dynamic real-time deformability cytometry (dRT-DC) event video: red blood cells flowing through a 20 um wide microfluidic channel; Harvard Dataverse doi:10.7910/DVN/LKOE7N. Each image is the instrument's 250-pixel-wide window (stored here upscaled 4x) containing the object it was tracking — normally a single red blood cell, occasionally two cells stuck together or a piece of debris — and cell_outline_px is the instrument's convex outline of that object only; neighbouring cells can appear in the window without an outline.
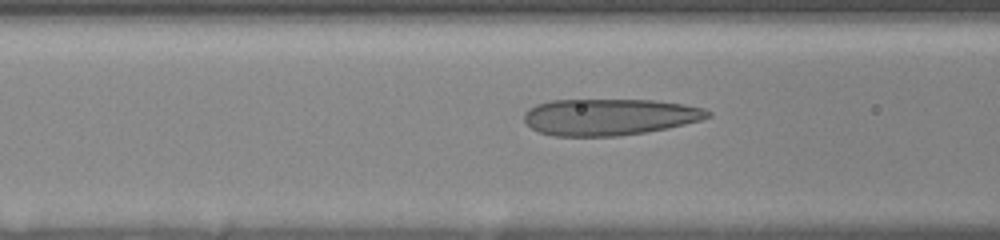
{"species": "human", "species_latin": "Homo sapiens", "temperature_condition": "room temperature", "stored_images_in_passage": 20, "camera_frame_rate_fps": 3000, "um_per_image_px": 0.085, "donor": {"sex": "female"}, "frame": {"image": 1, "passage_image": 5, "time_ms": 2.0, "image_size_px": [1000, 240], "cell_outline_px": [[712, 116], [700, 120], [668, 128], [620, 136], [552, 136], [536, 132], [524, 120], [524, 112], [528, 108], [536, 104], [552, 100], [652, 100], [684, 104], [704, 108], [712, 112]], "centroid_in_image_um": [51.78, 9.94], "position_along_channel_um": 114.8, "area_um2": 39.3}}
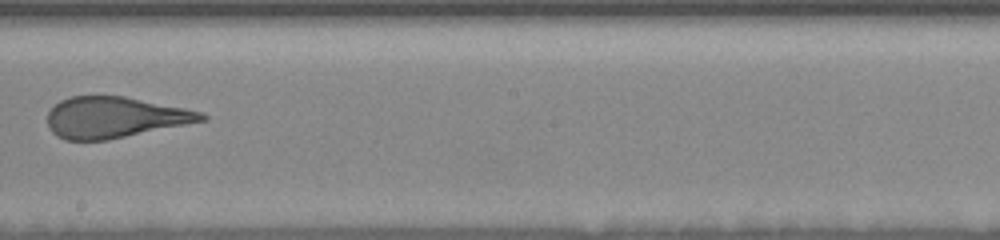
{"frame": {"image": 2, "passage_image": 10, "time_ms": 5.333, "image_size_px": [1000, 240], "cell_outline_px": [[208, 120], [108, 140], [64, 140], [56, 136], [48, 128], [48, 112], [60, 100], [72, 96], [124, 96], [204, 112], [208, 116]], "centroid_in_image_um": [9.76, 9.98], "position_along_channel_um": 238.4, "area_um2": 36.88}}
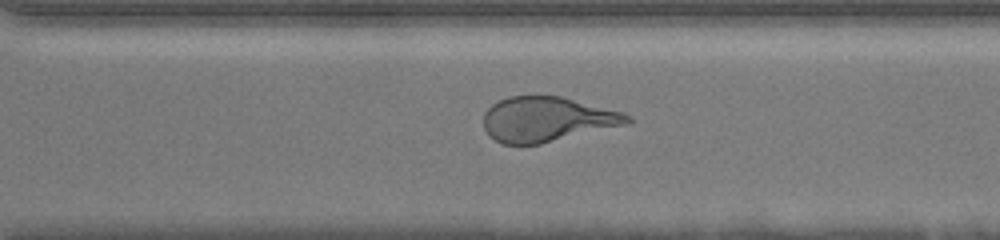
{"frame": {"image": 3, "passage_image": 13, "time_ms": 7.667, "image_size_px": [1000, 240], "cell_outline_px": [[632, 124], [540, 144], [504, 144], [496, 140], [484, 128], [484, 112], [492, 104], [508, 96], [560, 96], [624, 112], [632, 116]], "centroid_in_image_um": [46.57, 10.14], "position_along_channel_um": 324.0, "area_um2": 37.8}, "authors_computed_cell_mechanics": {"area_um2": 39.3329, "velocity_mm_per_s": 3.7175, "shape_relaxation_time_tau1_ms": 4.908, "shape_relaxation_time_tau2_ms": 1.0851, "deformation_change_tau1": 0.2325, "deformation_change_tau2": 0.1165}}